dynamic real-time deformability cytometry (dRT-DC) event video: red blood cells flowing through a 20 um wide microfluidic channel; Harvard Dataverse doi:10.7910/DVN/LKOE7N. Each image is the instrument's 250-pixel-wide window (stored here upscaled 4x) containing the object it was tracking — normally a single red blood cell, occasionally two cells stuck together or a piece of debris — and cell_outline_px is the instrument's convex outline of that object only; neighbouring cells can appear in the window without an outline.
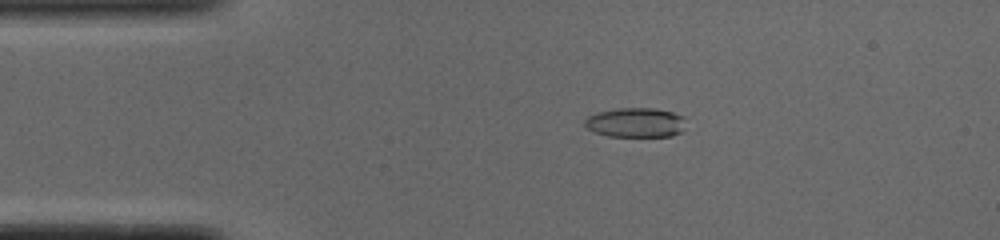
{"species": "common noctule bat (a hibernating species)", "species_latin": "Nyctalus noctula", "temperature_condition": "cold", "stored_images_in_passage": 51, "camera_frame_rate_fps": 3000, "um_per_image_px": 0.085, "animal": {"sex": "male", "body_mass_g": 19.0, "forearm_length_mm": 50.8}, "frame": {"image": 1, "passage_image": 10, "time_ms": 3.0, "image_size_px": [1000, 240], "cell_outline_px": [[684, 116], [680, 132], [672, 136], [608, 136], [596, 132], [588, 128], [584, 124], [584, 120], [588, 116], [596, 112], [616, 108], [656, 108], [672, 112]], "centroid_in_image_um": [53.99, 10.4], "position_along_channel_um": 31.0, "area_um2": 17.28}}
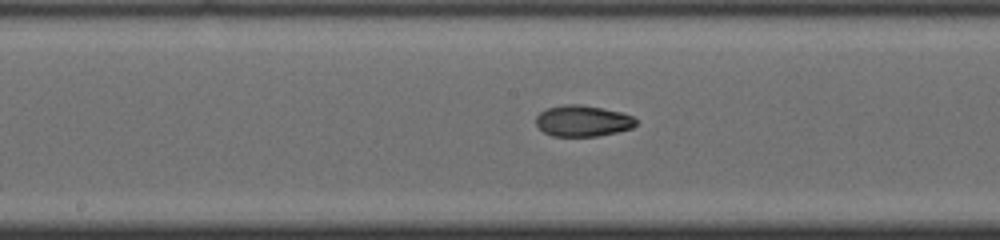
{"frame": {"image": 2, "passage_image": 26, "time_ms": 8.333, "image_size_px": [1000, 240], "cell_outline_px": [[636, 124], [632, 128], [616, 132], [596, 136], [552, 136], [544, 132], [536, 124], [536, 116], [540, 112], [548, 108], [564, 104], [580, 104], [620, 112], [632, 116], [636, 120]], "centroid_in_image_um": [49.51, 10.28], "position_along_channel_um": 198.7, "area_um2": 17.98}}
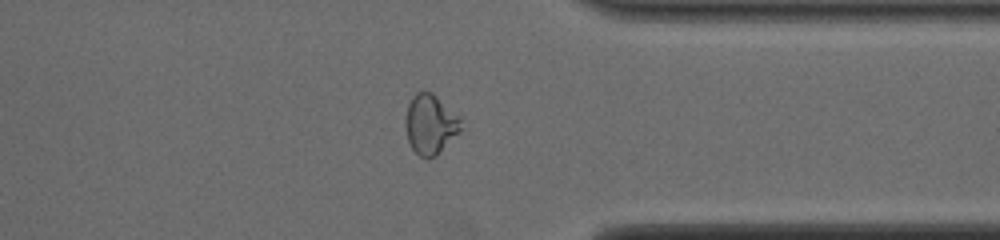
{"frame": {"image": 3, "passage_image": 40, "time_ms": 13.0, "image_size_px": [1000, 240], "cell_outline_px": [[460, 132], [436, 156], [428, 160], [420, 156], [412, 148], [408, 140], [404, 124], [408, 104], [412, 96], [416, 92], [432, 92], [460, 116]], "centroid_in_image_um": [36.57, 10.57], "position_along_channel_um": 374.8, "area_um2": 19.42}, "authors_computed_cell_mechanics": {"area_um2": 18.3226, "velocity_mm_per_s": 3.9022, "shape_relaxation_time_tau1_ms": null, "shape_relaxation_time_tau2_ms": 2.4791, "deformation_change_tau1": null, "deformation_change_tau2": 0.0528}}